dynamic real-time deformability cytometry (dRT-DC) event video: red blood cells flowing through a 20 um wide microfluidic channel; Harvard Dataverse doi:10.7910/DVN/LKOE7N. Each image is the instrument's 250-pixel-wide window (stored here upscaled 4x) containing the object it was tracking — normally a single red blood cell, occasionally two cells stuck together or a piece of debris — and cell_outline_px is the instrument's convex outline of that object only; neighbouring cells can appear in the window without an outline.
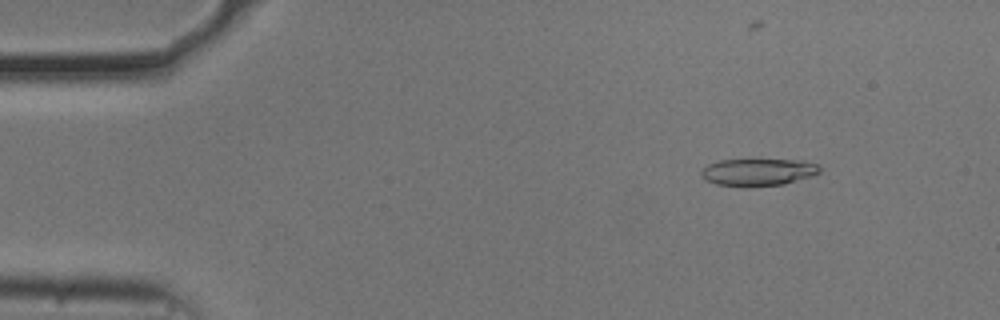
{"species": "common noctule bat (a hibernating species)", "species_latin": "Nyctalus noctula", "temperature_condition": "cold", "stored_images_in_passage": 44, "camera_frame_rate_fps": 3000, "um_per_image_px": 0.085, "animal": {"sex": "male", "body_mass_g": 20.5, "forearm_length_mm": 52.5}, "frame": {"image": 1, "passage_image": 7, "time_ms": 2.0, "image_size_px": [1000, 320], "cell_outline_px": [[820, 172], [812, 176], [784, 184], [716, 184], [700, 176], [700, 172], [708, 164], [720, 160], [748, 156], [804, 160], [820, 164]], "centroid_in_image_um": [64.5, 14.51], "position_along_channel_um": 20.5, "area_um2": 19.31}}
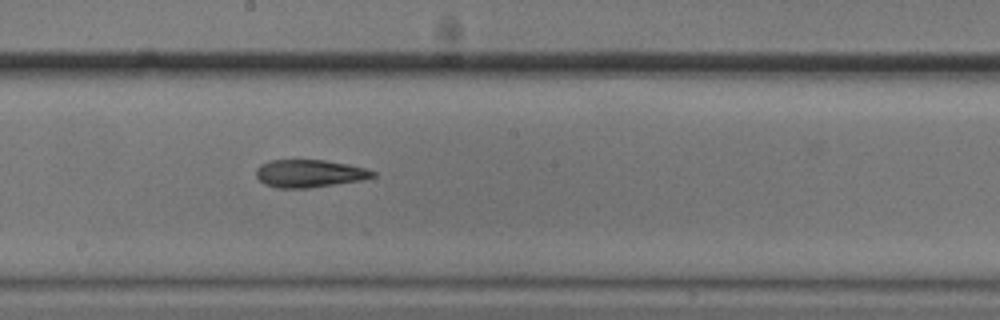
{"frame": {"image": 2, "passage_image": 30, "time_ms": 9.667, "image_size_px": [1000, 320], "cell_outline_px": [[376, 176], [364, 180], [308, 188], [276, 188], [264, 184], [256, 176], [256, 168], [260, 164], [268, 160], [324, 160], [348, 164], [364, 168], [376, 172]], "centroid_in_image_um": [26.29, 14.75], "position_along_channel_um": 221.9, "area_um2": 18.96}}
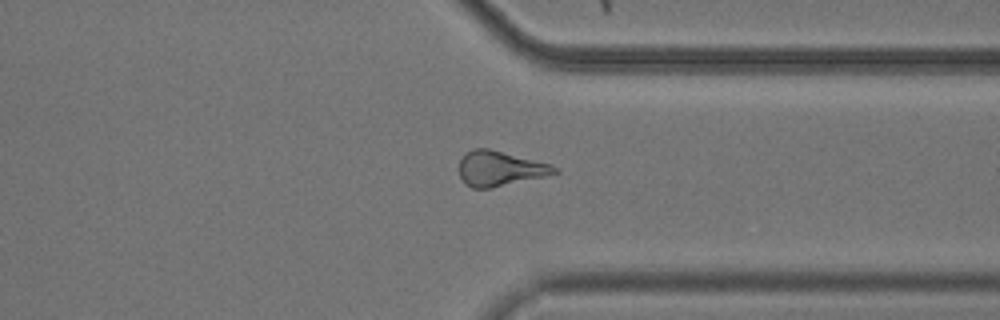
{"frame": {"image": 3, "passage_image": 42, "time_ms": 13.667, "image_size_px": [1000, 320], "cell_outline_px": [[560, 172], [544, 176], [492, 188], [472, 188], [464, 184], [460, 176], [460, 160], [472, 148], [488, 148], [552, 164], [560, 168]], "centroid_in_image_um": [42.52, 14.33], "position_along_channel_um": 368.9, "area_um2": 19.42}}